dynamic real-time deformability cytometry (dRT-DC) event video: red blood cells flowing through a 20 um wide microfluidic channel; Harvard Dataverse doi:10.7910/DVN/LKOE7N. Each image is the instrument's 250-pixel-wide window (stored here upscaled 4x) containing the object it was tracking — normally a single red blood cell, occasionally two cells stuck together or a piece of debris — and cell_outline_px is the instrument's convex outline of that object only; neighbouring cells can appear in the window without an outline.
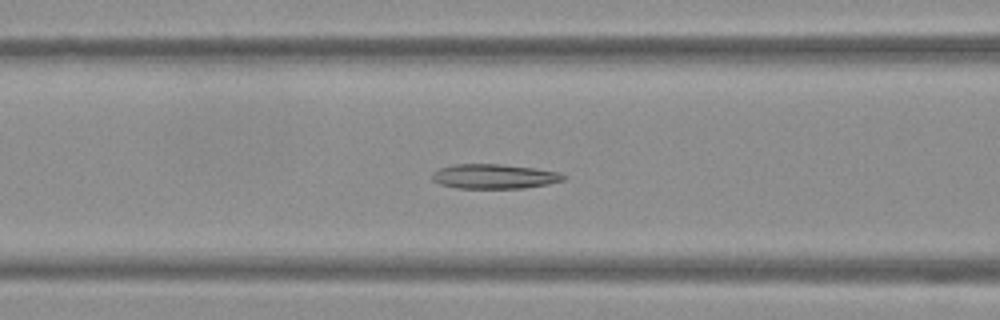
{"species": "Egyptian fruit bat (a non-hibernating species)", "species_latin": "Rousettus aegyptiacus", "temperature_condition": "warm", "stored_images_in_passage": 54, "camera_frame_rate_fps": 3000, "um_per_image_px": 0.085, "frame": {"image": 1, "passage_image": 22, "time_ms": 7.0, "image_size_px": [1000, 320], "cell_outline_px": [[568, 176], [564, 180], [548, 184], [524, 188], [456, 188], [440, 184], [432, 180], [432, 172], [440, 168], [456, 164], [500, 164], [532, 168], [560, 172]], "centroid_in_image_um": [42.02, 15.0], "position_along_channel_um": 124.6, "area_um2": 18.84}}
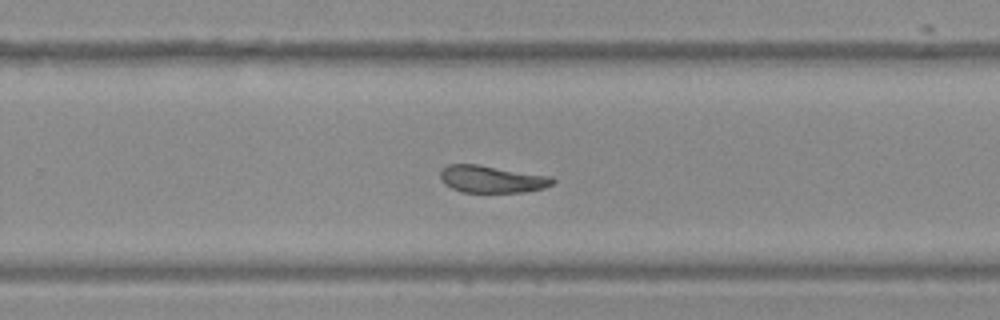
{"frame": {"image": 2, "passage_image": 35, "time_ms": 11.333, "image_size_px": [1000, 320], "cell_outline_px": [[556, 180], [552, 184], [544, 188], [524, 192], [460, 192], [444, 184], [440, 180], [440, 172], [448, 164], [480, 164], [552, 176]], "centroid_in_image_um": [41.81, 15.22], "position_along_channel_um": 288.0, "area_um2": 18.03}}
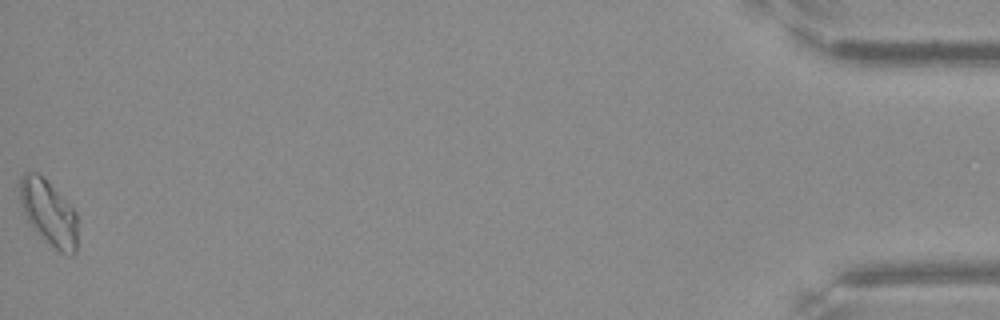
{"frame": {"image": 3, "passage_image": 54, "time_ms": 17.667, "image_size_px": [1000, 320], "cell_outline_px": [[80, 220], [76, 252], [72, 256], [60, 252], [32, 228], [20, 204], [20, 176], [24, 172], [36, 172], [76, 212]], "centroid_in_image_um": [4.18, 18.14], "position_along_channel_um": 431.0, "area_um2": 21.79}, "authors_computed_cell_mechanics": {"area_um2": 19.2763, "velocity_mm_per_s": 3.7742, "shape_relaxation_time_tau1_ms": null, "shape_relaxation_time_tau2_ms": 2.8764, "deformation_change_tau1": null, "deformation_change_tau2": 0.0908}}